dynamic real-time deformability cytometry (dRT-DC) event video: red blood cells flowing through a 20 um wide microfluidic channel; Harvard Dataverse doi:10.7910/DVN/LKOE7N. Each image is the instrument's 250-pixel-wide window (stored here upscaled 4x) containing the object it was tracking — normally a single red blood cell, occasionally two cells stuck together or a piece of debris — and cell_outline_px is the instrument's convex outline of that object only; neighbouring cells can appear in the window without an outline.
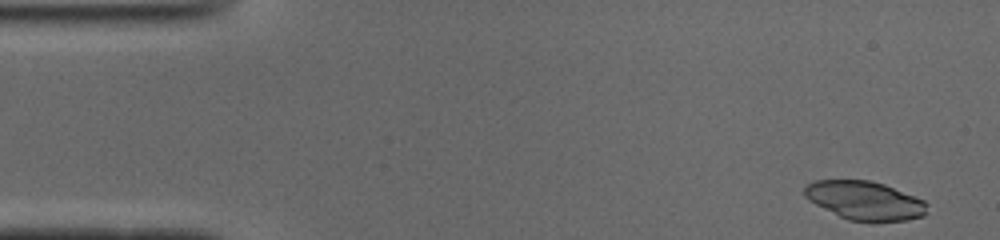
{"species": "common noctule bat (a hibernating species)", "species_latin": "Nyctalus noctula", "temperature_condition": "cold", "stored_images_in_passage": 50, "camera_frame_rate_fps": 3000, "um_per_image_px": 0.085, "animal": {"sex": "male", "body_mass_g": 19.0, "forearm_length_mm": 50.8}, "frame": {"image": 1, "passage_image": 2, "time_ms": 0.333, "image_size_px": [1000, 240], "cell_outline_px": [[928, 204], [924, 216], [908, 220], [872, 224], [848, 220], [808, 200], [804, 196], [804, 188], [812, 180], [868, 180], [884, 184], [924, 200]], "centroid_in_image_um": [73.52, 17.08], "position_along_channel_um": 11.5, "area_um2": 28.09}}